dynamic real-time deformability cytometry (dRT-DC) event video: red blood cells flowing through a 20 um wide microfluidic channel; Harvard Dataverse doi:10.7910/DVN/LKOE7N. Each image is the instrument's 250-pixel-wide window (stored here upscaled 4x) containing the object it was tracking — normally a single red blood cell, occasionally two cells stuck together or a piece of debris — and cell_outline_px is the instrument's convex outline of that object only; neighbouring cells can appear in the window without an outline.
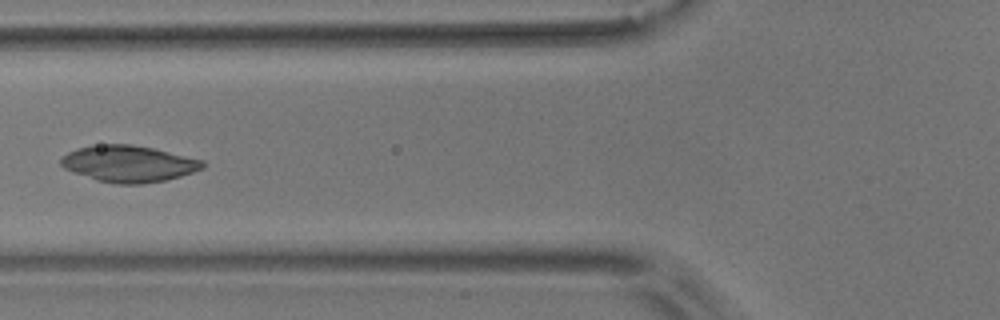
{"species": "common noctule bat (a hibernating species)", "species_latin": "Nyctalus noctula", "temperature_condition": "room temperature", "stored_images_in_passage": 9, "camera_frame_rate_fps": 3000, "um_per_image_px": 0.085, "animal": {"sex": "male", "body_mass_g": 17.9}, "frame": {"image": 1, "passage_image": 4, "time_ms": 3.667, "image_size_px": [1000, 320], "cell_outline_px": [[204, 168], [180, 176], [164, 180], [140, 184], [116, 184], [96, 180], [64, 168], [60, 164], [60, 156], [76, 148], [92, 144], [132, 144], [152, 148], [204, 160]], "centroid_in_image_um": [10.89, 13.9], "position_along_channel_um": 114.9, "area_um2": 30.17}}
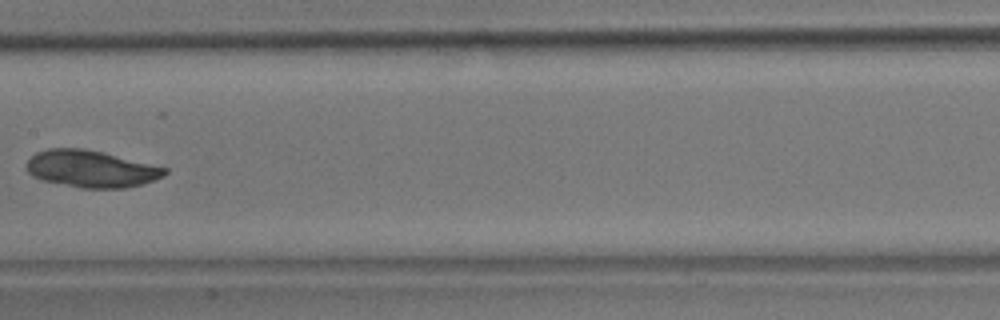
{"frame": {"image": 2, "passage_image": 6, "time_ms": 6.0, "image_size_px": [1000, 320], "cell_outline_px": [[168, 172], [164, 176], [140, 184], [124, 188], [80, 188], [40, 180], [32, 176], [28, 172], [24, 164], [36, 152], [48, 148], [84, 148], [104, 152], [168, 168]], "centroid_in_image_um": [7.71, 14.35], "position_along_channel_um": 199.7, "area_um2": 30.0}}
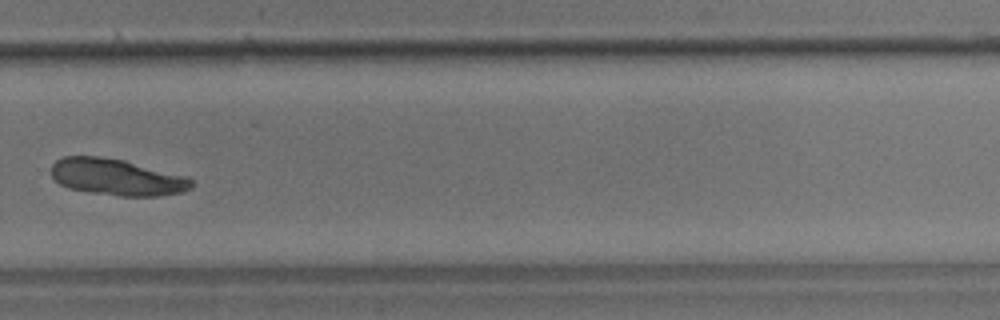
{"frame": {"image": 3, "passage_image": 9, "time_ms": 9.333, "image_size_px": [1000, 320], "cell_outline_px": [[192, 188], [180, 192], [160, 196], [120, 196], [92, 192], [68, 188], [60, 184], [52, 176], [52, 164], [56, 160], [64, 156], [100, 156], [124, 160], [180, 176], [192, 180]], "centroid_in_image_um": [9.86, 15.06], "position_along_channel_um": 319.9, "area_um2": 29.3}}